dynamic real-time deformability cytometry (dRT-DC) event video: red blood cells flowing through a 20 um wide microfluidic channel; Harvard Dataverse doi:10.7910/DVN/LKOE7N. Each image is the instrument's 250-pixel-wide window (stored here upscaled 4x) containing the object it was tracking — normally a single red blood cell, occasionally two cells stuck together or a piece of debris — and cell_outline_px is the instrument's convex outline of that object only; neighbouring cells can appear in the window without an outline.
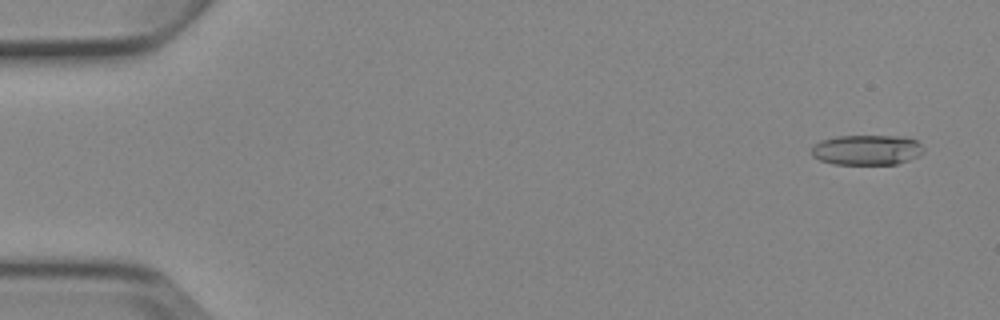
{"species": "Egyptian fruit bat (a non-hibernating species)", "species_latin": "Rousettus aegyptiacus", "temperature_condition": "cold", "stored_images_in_passage": 6, "camera_frame_rate_fps": 3000, "um_per_image_px": 0.085, "animal": {"sex": "female"}, "frame": {"image": 1, "passage_image": 1, "time_ms": 0.0, "image_size_px": [1000, 320], "cell_outline_px": [[924, 152], [920, 156], [896, 164], [832, 164], [820, 160], [812, 156], [812, 148], [820, 140], [836, 136], [900, 136], [916, 140], [924, 148]], "centroid_in_image_um": [73.69, 12.74], "position_along_channel_um": 11.3, "area_um2": 19.77}}
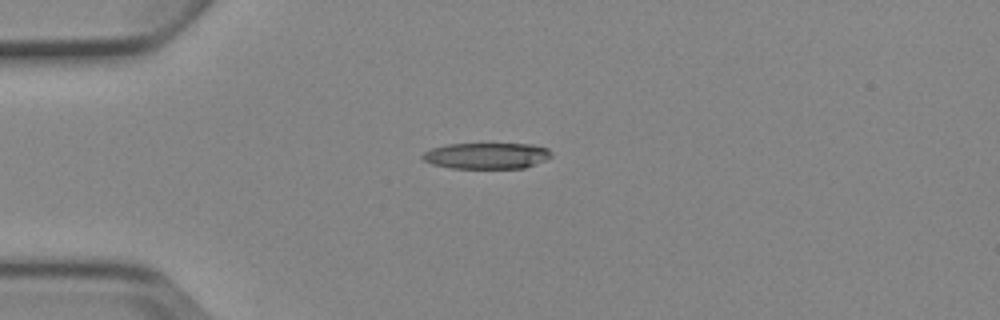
{"frame": {"image": 2, "passage_image": 4, "time_ms": 3.667, "image_size_px": [1000, 320], "cell_outline_px": [[552, 156], [544, 160], [524, 168], [452, 168], [432, 164], [424, 160], [420, 156], [424, 152], [432, 148], [448, 144], [532, 144], [548, 148], [552, 152]], "centroid_in_image_um": [41.36, 13.23], "position_along_channel_um": 43.6, "area_um2": 19.54}}
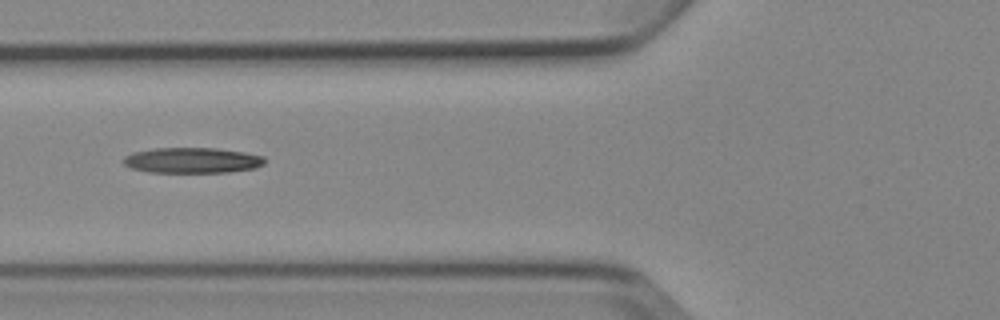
{"frame": {"image": 3, "passage_image": 6, "time_ms": 6.0, "image_size_px": [1000, 320], "cell_outline_px": [[264, 164], [256, 168], [228, 172], [148, 172], [132, 168], [124, 164], [124, 156], [132, 152], [156, 148], [216, 148], [244, 152], [264, 156]], "centroid_in_image_um": [16.34, 13.62], "position_along_channel_um": 109.5, "area_um2": 20.98}}